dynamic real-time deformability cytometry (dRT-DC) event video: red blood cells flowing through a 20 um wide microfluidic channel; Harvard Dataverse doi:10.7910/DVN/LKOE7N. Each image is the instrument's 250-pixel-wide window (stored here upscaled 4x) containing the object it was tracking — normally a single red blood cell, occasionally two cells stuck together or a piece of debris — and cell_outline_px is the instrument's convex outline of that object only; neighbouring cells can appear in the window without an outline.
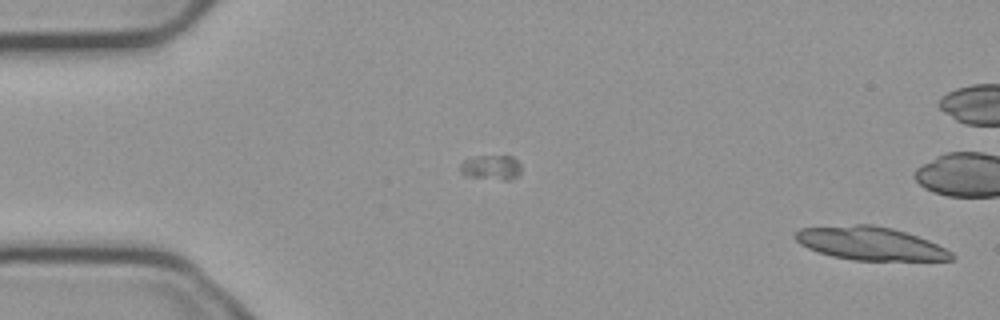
{"species": "common noctule bat (a hibernating species)", "species_latin": "Nyctalus noctula", "temperature_condition": "cold", "stored_images_in_passage": 4, "camera_frame_rate_fps": 3000, "um_per_image_px": 0.085, "animal": {"sex": "male", "body_mass_g": 23.1, "forearm_length_mm": 52.7}, "frame": {"image": 1, "passage_image": 4, "time_ms": 1.0, "image_size_px": [1000, 320], "cell_outline_px": [[956, 256], [952, 260], [852, 260], [832, 256], [808, 248], [800, 244], [792, 236], [800, 228], [856, 224], [872, 224], [892, 228], [928, 240], [952, 252]], "centroid_in_image_um": [73.95, 20.69], "position_along_channel_um": 11.0, "area_um2": 30.11}}